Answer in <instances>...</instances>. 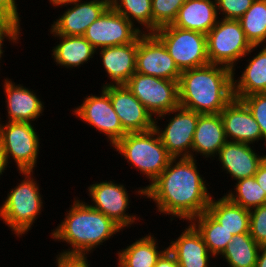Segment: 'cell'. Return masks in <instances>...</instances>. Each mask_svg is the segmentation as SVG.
I'll return each instance as SVG.
<instances>
[{
	"mask_svg": "<svg viewBox=\"0 0 266 267\" xmlns=\"http://www.w3.org/2000/svg\"><path fill=\"white\" fill-rule=\"evenodd\" d=\"M17 6L15 0H0V13L9 15L20 22V13H18Z\"/></svg>",
	"mask_w": 266,
	"mask_h": 267,
	"instance_id": "cell-38",
	"label": "cell"
},
{
	"mask_svg": "<svg viewBox=\"0 0 266 267\" xmlns=\"http://www.w3.org/2000/svg\"><path fill=\"white\" fill-rule=\"evenodd\" d=\"M227 141L221 115L200 114L193 136L191 158L195 159L194 152L205 158H214Z\"/></svg>",
	"mask_w": 266,
	"mask_h": 267,
	"instance_id": "cell-22",
	"label": "cell"
},
{
	"mask_svg": "<svg viewBox=\"0 0 266 267\" xmlns=\"http://www.w3.org/2000/svg\"><path fill=\"white\" fill-rule=\"evenodd\" d=\"M126 87L155 118L179 106L178 81L135 72Z\"/></svg>",
	"mask_w": 266,
	"mask_h": 267,
	"instance_id": "cell-9",
	"label": "cell"
},
{
	"mask_svg": "<svg viewBox=\"0 0 266 267\" xmlns=\"http://www.w3.org/2000/svg\"><path fill=\"white\" fill-rule=\"evenodd\" d=\"M137 50L138 38L133 43L99 49L103 68L113 81L104 84L102 88L127 85V81L136 72Z\"/></svg>",
	"mask_w": 266,
	"mask_h": 267,
	"instance_id": "cell-18",
	"label": "cell"
},
{
	"mask_svg": "<svg viewBox=\"0 0 266 267\" xmlns=\"http://www.w3.org/2000/svg\"><path fill=\"white\" fill-rule=\"evenodd\" d=\"M24 179L7 194L0 205V218L18 237L26 234L41 214L43 201L33 171H19ZM21 235V236H20Z\"/></svg>",
	"mask_w": 266,
	"mask_h": 267,
	"instance_id": "cell-5",
	"label": "cell"
},
{
	"mask_svg": "<svg viewBox=\"0 0 266 267\" xmlns=\"http://www.w3.org/2000/svg\"><path fill=\"white\" fill-rule=\"evenodd\" d=\"M52 35L60 40L51 51L56 65L67 69L78 67L91 60L90 58L98 52L84 36Z\"/></svg>",
	"mask_w": 266,
	"mask_h": 267,
	"instance_id": "cell-24",
	"label": "cell"
},
{
	"mask_svg": "<svg viewBox=\"0 0 266 267\" xmlns=\"http://www.w3.org/2000/svg\"><path fill=\"white\" fill-rule=\"evenodd\" d=\"M175 113V114H174ZM177 113V114H176ZM168 114H174L164 130L157 125V119H163ZM200 113L178 106L175 109L155 118V130L172 158H191L193 136ZM159 117V118H158Z\"/></svg>",
	"mask_w": 266,
	"mask_h": 267,
	"instance_id": "cell-10",
	"label": "cell"
},
{
	"mask_svg": "<svg viewBox=\"0 0 266 267\" xmlns=\"http://www.w3.org/2000/svg\"><path fill=\"white\" fill-rule=\"evenodd\" d=\"M104 1H107L110 4L113 2V0H104Z\"/></svg>",
	"mask_w": 266,
	"mask_h": 267,
	"instance_id": "cell-45",
	"label": "cell"
},
{
	"mask_svg": "<svg viewBox=\"0 0 266 267\" xmlns=\"http://www.w3.org/2000/svg\"><path fill=\"white\" fill-rule=\"evenodd\" d=\"M260 245L249 233L234 235L220 257L229 267H255Z\"/></svg>",
	"mask_w": 266,
	"mask_h": 267,
	"instance_id": "cell-29",
	"label": "cell"
},
{
	"mask_svg": "<svg viewBox=\"0 0 266 267\" xmlns=\"http://www.w3.org/2000/svg\"><path fill=\"white\" fill-rule=\"evenodd\" d=\"M236 182L235 191L225 194L230 201L249 210L266 204V191L262 190L254 176Z\"/></svg>",
	"mask_w": 266,
	"mask_h": 267,
	"instance_id": "cell-31",
	"label": "cell"
},
{
	"mask_svg": "<svg viewBox=\"0 0 266 267\" xmlns=\"http://www.w3.org/2000/svg\"><path fill=\"white\" fill-rule=\"evenodd\" d=\"M207 212L233 235L249 233V209L233 203L225 195L217 200L212 196Z\"/></svg>",
	"mask_w": 266,
	"mask_h": 267,
	"instance_id": "cell-25",
	"label": "cell"
},
{
	"mask_svg": "<svg viewBox=\"0 0 266 267\" xmlns=\"http://www.w3.org/2000/svg\"><path fill=\"white\" fill-rule=\"evenodd\" d=\"M88 188L89 196L93 202L90 206L111 218L123 230L131 227L139 218L136 215L126 213L129 209V193L123 184L113 181H102L91 184Z\"/></svg>",
	"mask_w": 266,
	"mask_h": 267,
	"instance_id": "cell-14",
	"label": "cell"
},
{
	"mask_svg": "<svg viewBox=\"0 0 266 267\" xmlns=\"http://www.w3.org/2000/svg\"><path fill=\"white\" fill-rule=\"evenodd\" d=\"M254 177L262 190L266 191V158L258 166L257 172L255 173Z\"/></svg>",
	"mask_w": 266,
	"mask_h": 267,
	"instance_id": "cell-41",
	"label": "cell"
},
{
	"mask_svg": "<svg viewBox=\"0 0 266 267\" xmlns=\"http://www.w3.org/2000/svg\"><path fill=\"white\" fill-rule=\"evenodd\" d=\"M196 161L194 158H172L152 183L135 193L152 199L160 214L190 222L207 211L212 197L206 180L197 170Z\"/></svg>",
	"mask_w": 266,
	"mask_h": 267,
	"instance_id": "cell-1",
	"label": "cell"
},
{
	"mask_svg": "<svg viewBox=\"0 0 266 267\" xmlns=\"http://www.w3.org/2000/svg\"><path fill=\"white\" fill-rule=\"evenodd\" d=\"M99 96L91 94L84 97L83 103L73 110L74 115L85 123L104 133L114 146L127 133L116 114L109 93L102 88Z\"/></svg>",
	"mask_w": 266,
	"mask_h": 267,
	"instance_id": "cell-12",
	"label": "cell"
},
{
	"mask_svg": "<svg viewBox=\"0 0 266 267\" xmlns=\"http://www.w3.org/2000/svg\"><path fill=\"white\" fill-rule=\"evenodd\" d=\"M218 19L216 0H186L172 26L206 35Z\"/></svg>",
	"mask_w": 266,
	"mask_h": 267,
	"instance_id": "cell-23",
	"label": "cell"
},
{
	"mask_svg": "<svg viewBox=\"0 0 266 267\" xmlns=\"http://www.w3.org/2000/svg\"><path fill=\"white\" fill-rule=\"evenodd\" d=\"M126 17L109 6L84 33V37L98 49L133 43L145 31L134 27Z\"/></svg>",
	"mask_w": 266,
	"mask_h": 267,
	"instance_id": "cell-11",
	"label": "cell"
},
{
	"mask_svg": "<svg viewBox=\"0 0 266 267\" xmlns=\"http://www.w3.org/2000/svg\"><path fill=\"white\" fill-rule=\"evenodd\" d=\"M32 124L17 121H6L5 124L0 122V147L6 164L10 163L12 157L19 171H33L37 164L40 139Z\"/></svg>",
	"mask_w": 266,
	"mask_h": 267,
	"instance_id": "cell-8",
	"label": "cell"
},
{
	"mask_svg": "<svg viewBox=\"0 0 266 267\" xmlns=\"http://www.w3.org/2000/svg\"><path fill=\"white\" fill-rule=\"evenodd\" d=\"M249 109L252 116L259 124L262 140L266 145V92L254 93L240 99Z\"/></svg>",
	"mask_w": 266,
	"mask_h": 267,
	"instance_id": "cell-34",
	"label": "cell"
},
{
	"mask_svg": "<svg viewBox=\"0 0 266 267\" xmlns=\"http://www.w3.org/2000/svg\"><path fill=\"white\" fill-rule=\"evenodd\" d=\"M110 6L126 17L133 25L134 21L145 27V33H152L151 0H113Z\"/></svg>",
	"mask_w": 266,
	"mask_h": 267,
	"instance_id": "cell-32",
	"label": "cell"
},
{
	"mask_svg": "<svg viewBox=\"0 0 266 267\" xmlns=\"http://www.w3.org/2000/svg\"><path fill=\"white\" fill-rule=\"evenodd\" d=\"M151 233L118 251L117 267H154L160 256L168 249L158 251V242Z\"/></svg>",
	"mask_w": 266,
	"mask_h": 267,
	"instance_id": "cell-27",
	"label": "cell"
},
{
	"mask_svg": "<svg viewBox=\"0 0 266 267\" xmlns=\"http://www.w3.org/2000/svg\"><path fill=\"white\" fill-rule=\"evenodd\" d=\"M65 219L53 229L52 238L71 247L56 255L59 258L87 259V254L117 233L123 231L111 218L93 209L82 199L76 200L69 208Z\"/></svg>",
	"mask_w": 266,
	"mask_h": 267,
	"instance_id": "cell-2",
	"label": "cell"
},
{
	"mask_svg": "<svg viewBox=\"0 0 266 267\" xmlns=\"http://www.w3.org/2000/svg\"><path fill=\"white\" fill-rule=\"evenodd\" d=\"M255 267H266V246H261Z\"/></svg>",
	"mask_w": 266,
	"mask_h": 267,
	"instance_id": "cell-42",
	"label": "cell"
},
{
	"mask_svg": "<svg viewBox=\"0 0 266 267\" xmlns=\"http://www.w3.org/2000/svg\"><path fill=\"white\" fill-rule=\"evenodd\" d=\"M220 115L228 141L250 145L262 141L259 124L240 99L233 98Z\"/></svg>",
	"mask_w": 266,
	"mask_h": 267,
	"instance_id": "cell-17",
	"label": "cell"
},
{
	"mask_svg": "<svg viewBox=\"0 0 266 267\" xmlns=\"http://www.w3.org/2000/svg\"><path fill=\"white\" fill-rule=\"evenodd\" d=\"M241 77L235 80L233 72V95L236 99H241L254 93L266 92V45L257 55L248 59Z\"/></svg>",
	"mask_w": 266,
	"mask_h": 267,
	"instance_id": "cell-26",
	"label": "cell"
},
{
	"mask_svg": "<svg viewBox=\"0 0 266 267\" xmlns=\"http://www.w3.org/2000/svg\"><path fill=\"white\" fill-rule=\"evenodd\" d=\"M231 69L207 64L183 70L179 81V106L200 114H220L234 98Z\"/></svg>",
	"mask_w": 266,
	"mask_h": 267,
	"instance_id": "cell-3",
	"label": "cell"
},
{
	"mask_svg": "<svg viewBox=\"0 0 266 267\" xmlns=\"http://www.w3.org/2000/svg\"><path fill=\"white\" fill-rule=\"evenodd\" d=\"M218 161L222 170L234 180L253 177L266 155H258L250 144L227 141L219 150Z\"/></svg>",
	"mask_w": 266,
	"mask_h": 267,
	"instance_id": "cell-19",
	"label": "cell"
},
{
	"mask_svg": "<svg viewBox=\"0 0 266 267\" xmlns=\"http://www.w3.org/2000/svg\"><path fill=\"white\" fill-rule=\"evenodd\" d=\"M255 0H216L217 14L223 19L239 20ZM219 12V13H218Z\"/></svg>",
	"mask_w": 266,
	"mask_h": 267,
	"instance_id": "cell-36",
	"label": "cell"
},
{
	"mask_svg": "<svg viewBox=\"0 0 266 267\" xmlns=\"http://www.w3.org/2000/svg\"><path fill=\"white\" fill-rule=\"evenodd\" d=\"M206 38L209 63L225 66L232 71L236 70L235 64L238 60L251 55L255 48L260 47L251 45L239 20L234 19L219 18L216 25L206 34Z\"/></svg>",
	"mask_w": 266,
	"mask_h": 267,
	"instance_id": "cell-6",
	"label": "cell"
},
{
	"mask_svg": "<svg viewBox=\"0 0 266 267\" xmlns=\"http://www.w3.org/2000/svg\"><path fill=\"white\" fill-rule=\"evenodd\" d=\"M6 94L7 121L32 123L44 112V102L36 93L22 84H15L11 79L6 78L3 84Z\"/></svg>",
	"mask_w": 266,
	"mask_h": 267,
	"instance_id": "cell-20",
	"label": "cell"
},
{
	"mask_svg": "<svg viewBox=\"0 0 266 267\" xmlns=\"http://www.w3.org/2000/svg\"><path fill=\"white\" fill-rule=\"evenodd\" d=\"M202 235L209 252L217 258L225 250L227 244L232 240L233 234L227 231L207 211L194 217L190 222Z\"/></svg>",
	"mask_w": 266,
	"mask_h": 267,
	"instance_id": "cell-28",
	"label": "cell"
},
{
	"mask_svg": "<svg viewBox=\"0 0 266 267\" xmlns=\"http://www.w3.org/2000/svg\"><path fill=\"white\" fill-rule=\"evenodd\" d=\"M239 22L251 45L266 44V0H255Z\"/></svg>",
	"mask_w": 266,
	"mask_h": 267,
	"instance_id": "cell-30",
	"label": "cell"
},
{
	"mask_svg": "<svg viewBox=\"0 0 266 267\" xmlns=\"http://www.w3.org/2000/svg\"><path fill=\"white\" fill-rule=\"evenodd\" d=\"M116 152L127 160L130 166L146 175L151 183L165 170L172 157L154 129L146 132L127 133L114 146Z\"/></svg>",
	"mask_w": 266,
	"mask_h": 267,
	"instance_id": "cell-4",
	"label": "cell"
},
{
	"mask_svg": "<svg viewBox=\"0 0 266 267\" xmlns=\"http://www.w3.org/2000/svg\"><path fill=\"white\" fill-rule=\"evenodd\" d=\"M57 267H90L87 259L56 257Z\"/></svg>",
	"mask_w": 266,
	"mask_h": 267,
	"instance_id": "cell-39",
	"label": "cell"
},
{
	"mask_svg": "<svg viewBox=\"0 0 266 267\" xmlns=\"http://www.w3.org/2000/svg\"><path fill=\"white\" fill-rule=\"evenodd\" d=\"M167 248L175 256L180 267H210L209 258L214 257L192 223L175 241H171Z\"/></svg>",
	"mask_w": 266,
	"mask_h": 267,
	"instance_id": "cell-21",
	"label": "cell"
},
{
	"mask_svg": "<svg viewBox=\"0 0 266 267\" xmlns=\"http://www.w3.org/2000/svg\"><path fill=\"white\" fill-rule=\"evenodd\" d=\"M154 34L181 71L209 64L205 34L172 25L161 27Z\"/></svg>",
	"mask_w": 266,
	"mask_h": 267,
	"instance_id": "cell-7",
	"label": "cell"
},
{
	"mask_svg": "<svg viewBox=\"0 0 266 267\" xmlns=\"http://www.w3.org/2000/svg\"><path fill=\"white\" fill-rule=\"evenodd\" d=\"M6 168H7V164L5 161L4 154H3L1 147H0V176H1V174L3 175V172H4V170H6Z\"/></svg>",
	"mask_w": 266,
	"mask_h": 267,
	"instance_id": "cell-44",
	"label": "cell"
},
{
	"mask_svg": "<svg viewBox=\"0 0 266 267\" xmlns=\"http://www.w3.org/2000/svg\"><path fill=\"white\" fill-rule=\"evenodd\" d=\"M185 2L186 0H151L152 33L161 27L172 25Z\"/></svg>",
	"mask_w": 266,
	"mask_h": 267,
	"instance_id": "cell-33",
	"label": "cell"
},
{
	"mask_svg": "<svg viewBox=\"0 0 266 267\" xmlns=\"http://www.w3.org/2000/svg\"><path fill=\"white\" fill-rule=\"evenodd\" d=\"M154 267H180L175 256L167 249L157 260Z\"/></svg>",
	"mask_w": 266,
	"mask_h": 267,
	"instance_id": "cell-40",
	"label": "cell"
},
{
	"mask_svg": "<svg viewBox=\"0 0 266 267\" xmlns=\"http://www.w3.org/2000/svg\"><path fill=\"white\" fill-rule=\"evenodd\" d=\"M136 72L172 81H179L182 73L154 33H142L138 37Z\"/></svg>",
	"mask_w": 266,
	"mask_h": 267,
	"instance_id": "cell-13",
	"label": "cell"
},
{
	"mask_svg": "<svg viewBox=\"0 0 266 267\" xmlns=\"http://www.w3.org/2000/svg\"><path fill=\"white\" fill-rule=\"evenodd\" d=\"M74 1H76V0H49V2H51L50 4H52L55 7L61 6V8H62V6H65L68 4L71 6V4Z\"/></svg>",
	"mask_w": 266,
	"mask_h": 267,
	"instance_id": "cell-43",
	"label": "cell"
},
{
	"mask_svg": "<svg viewBox=\"0 0 266 267\" xmlns=\"http://www.w3.org/2000/svg\"><path fill=\"white\" fill-rule=\"evenodd\" d=\"M20 22L15 18L0 13V60L3 54V42L8 38V41L16 43L20 38Z\"/></svg>",
	"mask_w": 266,
	"mask_h": 267,
	"instance_id": "cell-37",
	"label": "cell"
},
{
	"mask_svg": "<svg viewBox=\"0 0 266 267\" xmlns=\"http://www.w3.org/2000/svg\"><path fill=\"white\" fill-rule=\"evenodd\" d=\"M76 0L72 7L53 22L50 34L64 36H83L88 26L98 19L110 6L104 0L82 1Z\"/></svg>",
	"mask_w": 266,
	"mask_h": 267,
	"instance_id": "cell-16",
	"label": "cell"
},
{
	"mask_svg": "<svg viewBox=\"0 0 266 267\" xmlns=\"http://www.w3.org/2000/svg\"><path fill=\"white\" fill-rule=\"evenodd\" d=\"M250 211L249 234L260 246H266V204Z\"/></svg>",
	"mask_w": 266,
	"mask_h": 267,
	"instance_id": "cell-35",
	"label": "cell"
},
{
	"mask_svg": "<svg viewBox=\"0 0 266 267\" xmlns=\"http://www.w3.org/2000/svg\"><path fill=\"white\" fill-rule=\"evenodd\" d=\"M126 133L146 132L154 129L155 118L126 86L104 88Z\"/></svg>",
	"mask_w": 266,
	"mask_h": 267,
	"instance_id": "cell-15",
	"label": "cell"
}]
</instances>
